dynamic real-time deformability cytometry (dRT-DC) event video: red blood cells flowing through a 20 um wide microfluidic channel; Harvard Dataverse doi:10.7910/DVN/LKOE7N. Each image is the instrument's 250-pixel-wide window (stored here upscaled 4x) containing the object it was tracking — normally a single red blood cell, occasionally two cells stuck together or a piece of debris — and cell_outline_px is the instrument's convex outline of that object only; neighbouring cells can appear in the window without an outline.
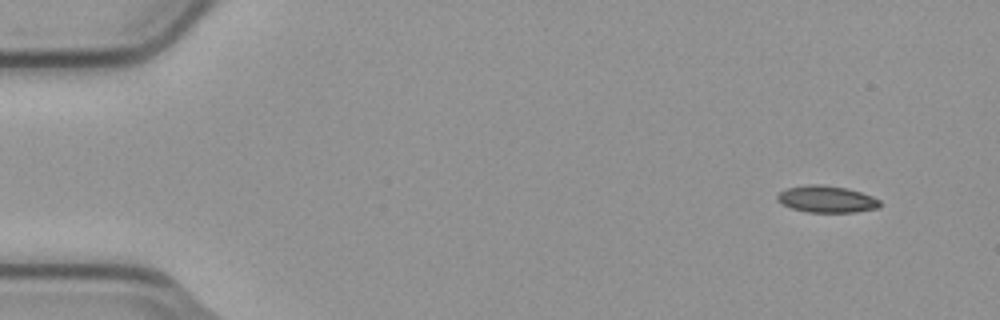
{"species": "common noctule bat (a hibernating species)", "species_latin": "Nyctalus noctula", "temperature_condition": "cold", "stored_images_in_passage": 4, "camera_frame_rate_fps": 3000, "um_per_image_px": 0.085, "animal": {"sex": "male", "body_mass_g": 23.1, "forearm_length_mm": 52.7}, "frame": {"image": 1, "passage_image": 1, "time_ms": 0.0, "image_size_px": [1000, 320], "cell_outline_px": [[880, 208], [856, 212], [808, 212], [792, 208], [776, 200], [776, 196], [780, 192], [788, 188], [812, 184], [820, 184], [848, 188], [872, 196], [880, 200]], "centroid_in_image_um": [70.3, 16.93], "position_along_channel_um": 14.7, "area_um2": 15.95}}
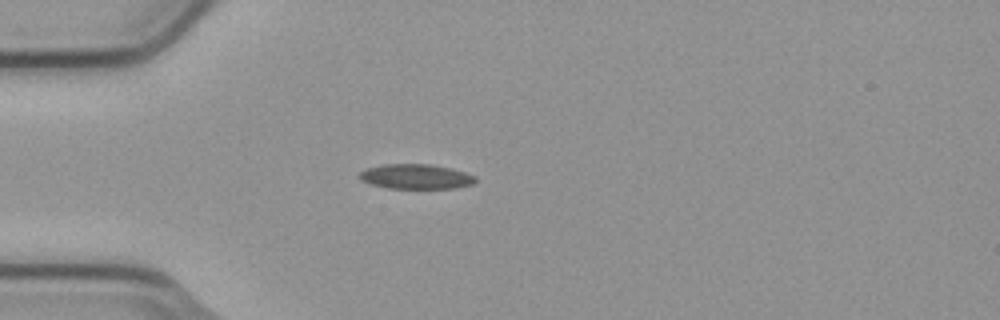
{"frame": {"image": 2, "passage_image": 4, "time_ms": 1.0, "image_size_px": [1000, 320], "cell_outline_px": [[476, 180], [472, 184], [456, 188], [388, 188], [372, 184], [360, 180], [360, 172], [368, 168], [384, 164], [428, 164], [452, 168], [476, 176]], "centroid_in_image_um": [35.37, 15.0], "position_along_channel_um": 49.6, "area_um2": 16.65}}